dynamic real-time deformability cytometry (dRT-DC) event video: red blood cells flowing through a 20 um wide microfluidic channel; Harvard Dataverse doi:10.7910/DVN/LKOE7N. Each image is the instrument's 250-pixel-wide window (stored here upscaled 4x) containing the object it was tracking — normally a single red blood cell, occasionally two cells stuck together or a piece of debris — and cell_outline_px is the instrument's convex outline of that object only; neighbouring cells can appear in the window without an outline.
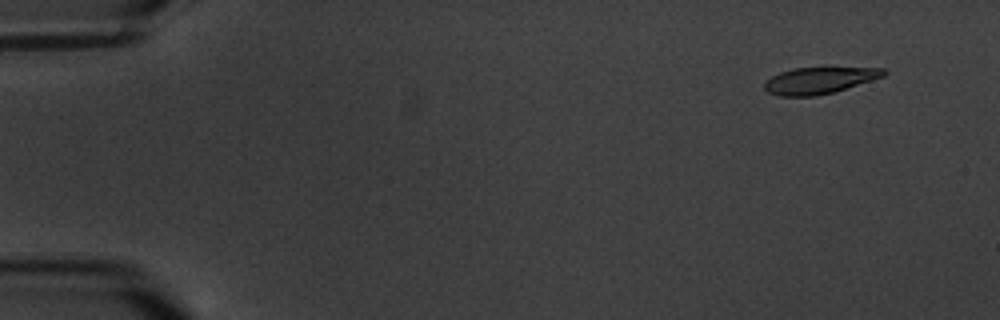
{"species": "common noctule bat (a hibernating species)", "species_latin": "Nyctalus noctula", "temperature_condition": "warm", "stored_images_in_passage": 6, "camera_frame_rate_fps": 3000, "um_per_image_px": 0.085, "animal": {"sex": "male", "body_mass_g": 20.1, "forearm_length_mm": 53.5}, "frame": {"image": 1, "passage_image": 2, "time_ms": 1.0, "image_size_px": [1000, 320], "cell_outline_px": [[888, 72], [884, 76], [872, 80], [832, 92], [816, 96], [780, 96], [768, 92], [764, 88], [764, 80], [780, 72], [792, 68], [884, 68]], "centroid_in_image_um": [69.6, 6.83], "position_along_channel_um": 15.4, "area_um2": 18.26}}
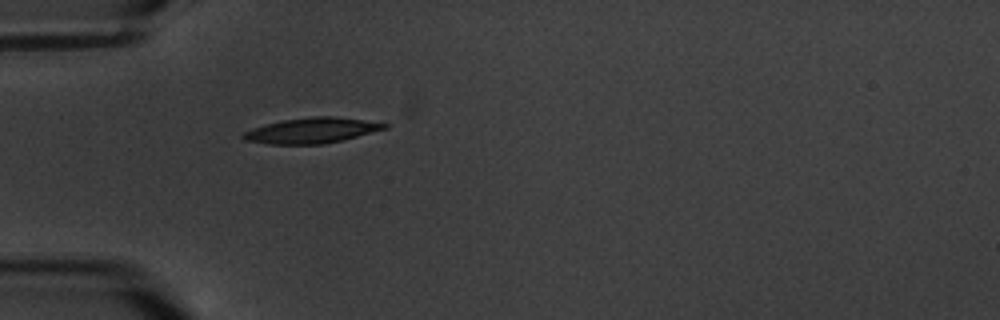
{"frame": {"image": 2, "passage_image": 6, "time_ms": 5.667, "image_size_px": [1000, 320], "cell_outline_px": [[388, 128], [324, 144], [268, 144], [244, 140], [240, 136], [244, 132], [252, 128], [284, 120], [312, 116], [336, 116], [388, 124]], "centroid_in_image_um": [26.46, 11.09], "position_along_channel_um": 58.5, "area_um2": 20.63}}